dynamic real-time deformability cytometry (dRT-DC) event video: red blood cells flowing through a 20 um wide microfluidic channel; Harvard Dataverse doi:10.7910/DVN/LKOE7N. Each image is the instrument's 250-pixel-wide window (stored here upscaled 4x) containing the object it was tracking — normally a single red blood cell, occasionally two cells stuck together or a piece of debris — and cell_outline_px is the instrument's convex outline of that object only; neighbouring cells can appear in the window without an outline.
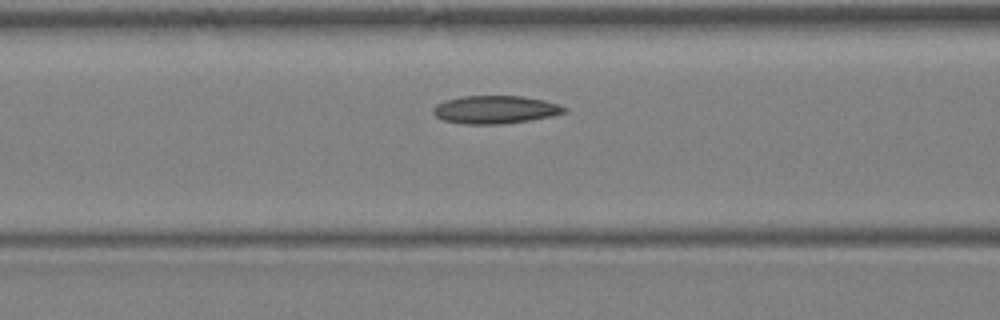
{"species": "Egyptian fruit bat (a non-hibernating species)", "species_latin": "Rousettus aegyptiacus", "temperature_condition": "warm", "stored_images_in_passage": 5, "camera_frame_rate_fps": 3000, "um_per_image_px": 0.085, "animal": {"sex": "female"}, "frame": {"image": 1, "passage_image": 4, "time_ms": 3.667, "image_size_px": [1000, 320], "cell_outline_px": [[568, 112], [552, 116], [528, 120], [500, 124], [464, 124], [444, 120], [436, 116], [432, 112], [432, 108], [436, 104], [444, 100], [460, 96], [524, 96], [544, 100], [568, 108]], "centroid_in_image_um": [42.08, 9.31], "position_along_channel_um": 124.5, "area_um2": 21.44}}